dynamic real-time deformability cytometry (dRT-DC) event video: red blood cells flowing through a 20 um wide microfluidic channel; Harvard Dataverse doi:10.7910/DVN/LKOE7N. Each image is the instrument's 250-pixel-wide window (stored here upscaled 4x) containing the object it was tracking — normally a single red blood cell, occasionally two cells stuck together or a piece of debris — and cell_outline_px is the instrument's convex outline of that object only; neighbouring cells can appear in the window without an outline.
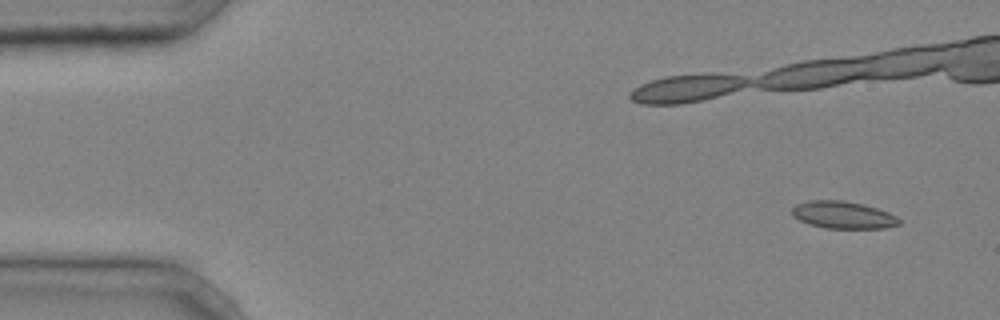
{"species": "common noctule bat (a hibernating species)", "species_latin": "Nyctalus noctula", "temperature_condition": "cold", "stored_images_in_passage": 17, "camera_frame_rate_fps": 3000, "um_per_image_px": 0.085, "animal": {"sex": "male", "body_mass_g": 20.4}, "frame": {"image": 1, "passage_image": 1, "time_ms": 0.0, "image_size_px": [1000, 320], "cell_outline_px": [[900, 224], [884, 228], [824, 228], [808, 224], [792, 216], [792, 208], [796, 204], [808, 200], [844, 200], [864, 204], [888, 212], [896, 216], [900, 220]], "centroid_in_image_um": [71.64, 18.26], "position_along_channel_um": 13.4, "area_um2": 17.11}}